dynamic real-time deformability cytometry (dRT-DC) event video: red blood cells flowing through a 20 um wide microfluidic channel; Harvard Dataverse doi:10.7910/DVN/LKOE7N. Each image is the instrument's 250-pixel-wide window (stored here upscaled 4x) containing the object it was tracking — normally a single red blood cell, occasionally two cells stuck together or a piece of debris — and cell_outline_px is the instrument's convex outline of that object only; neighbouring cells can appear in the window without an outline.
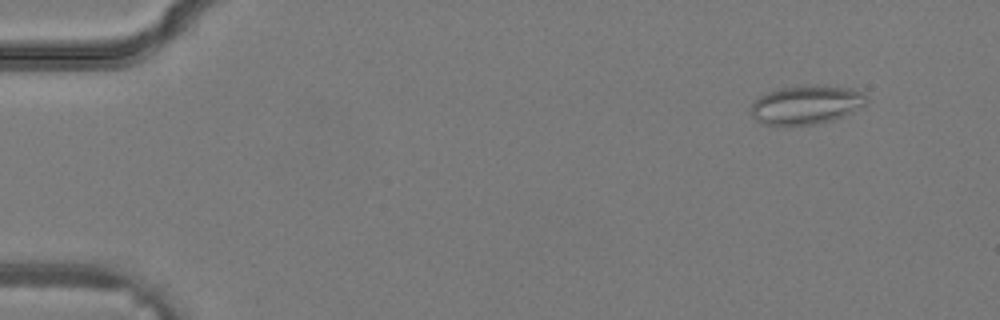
{"species": "common noctule bat (a hibernating species)", "species_latin": "Nyctalus noctula", "temperature_condition": "warm", "stored_images_in_passage": 36, "camera_frame_rate_fps": 3000, "um_per_image_px": 0.085, "animal": {"sex": "male", "body_mass_g": 19.2, "forearm_length_mm": 51.8}, "frame": {"image": 1, "passage_image": 4, "time_ms": 1.0, "image_size_px": [1000, 320], "cell_outline_px": [[864, 108], [844, 116], [832, 120], [812, 124], [760, 124], [752, 116], [752, 100], [768, 92], [780, 88], [808, 84], [824, 84], [852, 88], [860, 92], [864, 96]], "centroid_in_image_um": [68.54, 8.88], "position_along_channel_um": 16.5, "area_um2": 26.24}}
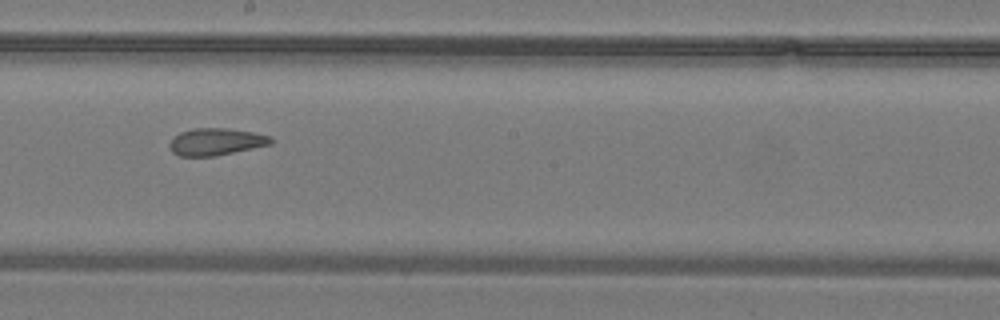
{"frame": {"image": 2, "passage_image": 21, "time_ms": 6.667, "image_size_px": [1000, 320], "cell_outline_px": [[272, 144], [216, 156], [180, 156], [172, 152], [168, 144], [180, 132], [192, 128], [228, 128], [252, 132], [272, 136]], "centroid_in_image_um": [18.37, 12.05], "position_along_channel_um": 229.8, "area_um2": 16.01}}
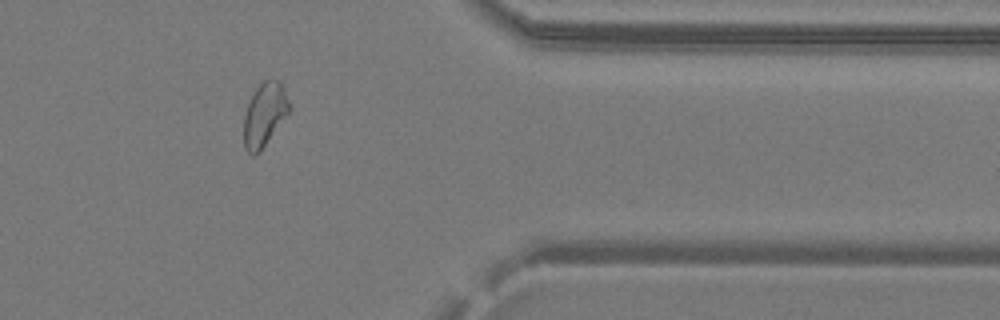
{"frame": {"image": 3, "passage_image": 30, "time_ms": 9.667, "image_size_px": [1000, 320], "cell_outline_px": [[292, 108], [260, 152], [256, 156], [252, 156], [244, 148], [244, 116], [248, 104], [256, 88], [264, 80], [276, 80], [280, 84]], "centroid_in_image_um": [22.47, 9.8], "position_along_channel_um": 388.9, "area_um2": 16.59}}